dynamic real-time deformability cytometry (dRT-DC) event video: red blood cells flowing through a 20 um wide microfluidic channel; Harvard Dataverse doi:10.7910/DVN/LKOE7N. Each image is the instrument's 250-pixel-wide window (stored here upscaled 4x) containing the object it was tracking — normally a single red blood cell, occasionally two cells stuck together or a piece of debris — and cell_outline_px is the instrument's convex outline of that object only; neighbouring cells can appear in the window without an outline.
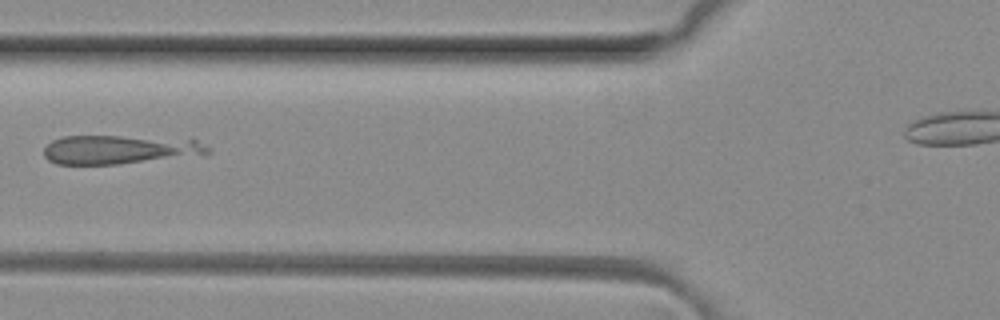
{"species": "common noctule bat (a hibernating species)", "species_latin": "Nyctalus noctula", "temperature_condition": "room temperature", "stored_images_in_passage": 3, "camera_frame_rate_fps": 3000, "um_per_image_px": 0.085, "animal": {"sex": "female", "body_mass_g": 29.2, "forearm_length_mm": 56.3}, "frame": {"image": 1, "passage_image": 3, "time_ms": 0.667, "image_size_px": [1000, 320], "cell_outline_px": [[212, 152], [204, 156], [116, 164], [56, 164], [48, 160], [44, 156], [44, 148], [52, 140], [64, 136], [192, 136], [212, 148]], "centroid_in_image_um": [10.41, 12.69], "position_along_channel_um": 115.4, "area_um2": 29.07}}